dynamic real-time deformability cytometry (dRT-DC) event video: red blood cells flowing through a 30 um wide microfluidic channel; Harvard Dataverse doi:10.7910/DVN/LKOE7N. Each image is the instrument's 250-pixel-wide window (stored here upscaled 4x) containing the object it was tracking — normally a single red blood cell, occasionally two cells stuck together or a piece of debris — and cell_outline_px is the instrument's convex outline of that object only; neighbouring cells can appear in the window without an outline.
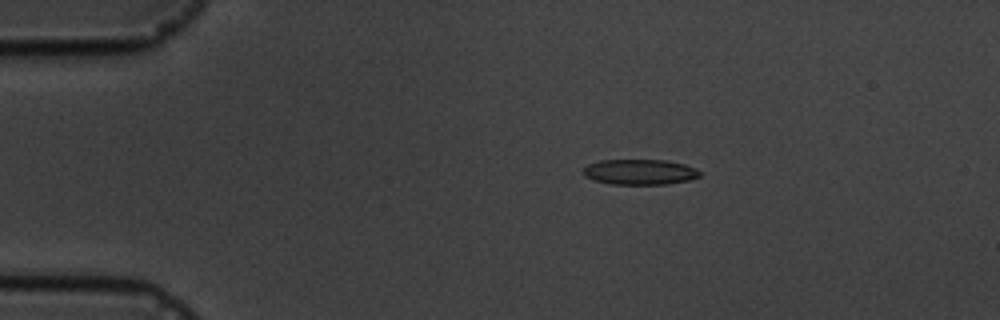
{"species": "common noctule bat (a hibernating species)", "species_latin": "Nyctalus noctula", "temperature_condition": "cold", "stored_images_in_passage": 8, "camera_frame_rate_fps": 3000, "um_per_image_px": 0.085, "animal": {"sex": "male", "body_mass_g": 19.5, "forearm_length_mm": 54.6}, "frame": {"image": 1, "passage_image": 4, "time_ms": 3.333, "image_size_px": [1000, 320], "cell_outline_px": [[700, 176], [688, 180], [664, 184], [612, 184], [596, 180], [584, 176], [584, 168], [588, 164], [600, 160], [668, 160], [684, 164], [696, 168], [700, 172]], "centroid_in_image_um": [54.39, 14.61], "position_along_channel_um": 30.6, "area_um2": 17.11}}
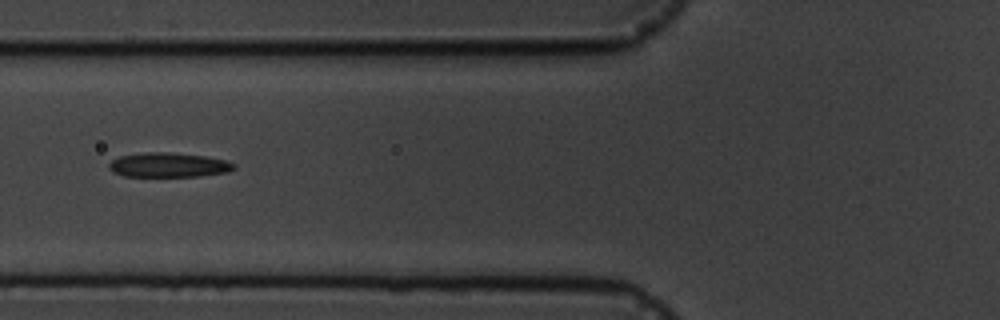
{"frame": {"image": 2, "passage_image": 7, "time_ms": 7.0, "image_size_px": [1000, 320], "cell_outline_px": [[236, 168], [228, 172], [200, 176], [124, 176], [112, 172], [108, 168], [108, 164], [112, 160], [120, 156], [144, 152], [168, 152], [204, 156], [224, 160], [236, 164]], "centroid_in_image_um": [14.31, 14.02], "position_along_channel_um": 111.5, "area_um2": 17.86}}
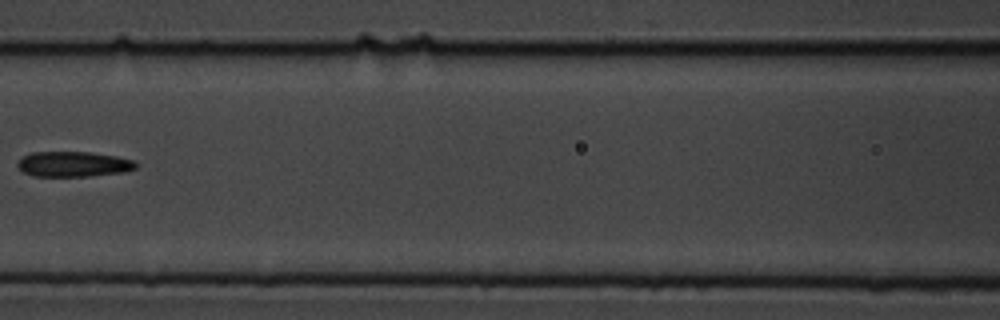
{"frame": {"image": 3, "passage_image": 8, "time_ms": 8.333, "image_size_px": [1000, 320], "cell_outline_px": [[136, 168], [124, 172], [88, 176], [32, 176], [24, 172], [16, 164], [20, 156], [32, 152], [88, 152], [116, 156], [136, 160]], "centroid_in_image_um": [6.22, 13.94], "position_along_channel_um": 160.4, "area_um2": 17.51}}